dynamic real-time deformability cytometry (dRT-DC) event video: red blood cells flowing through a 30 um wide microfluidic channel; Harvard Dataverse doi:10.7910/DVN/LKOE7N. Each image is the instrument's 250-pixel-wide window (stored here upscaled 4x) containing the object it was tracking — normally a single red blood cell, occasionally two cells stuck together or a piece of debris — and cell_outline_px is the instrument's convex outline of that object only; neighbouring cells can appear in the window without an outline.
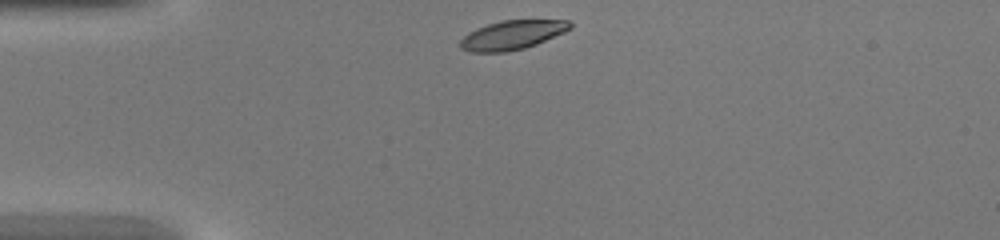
{"species": "common noctule bat (a hibernating species)", "species_latin": "Nyctalus noctula", "temperature_condition": "warm", "stored_images_in_passage": 30, "camera_frame_rate_fps": 3000, "um_per_image_px": 0.085, "animal": {"sex": "female", "body_mass_g": 20.0, "forearm_length_mm": 54.0}, "frame": {"image": 1, "passage_image": 1, "time_ms": 0.0, "image_size_px": [1000, 240], "cell_outline_px": [[572, 28], [564, 32], [536, 44], [524, 48], [504, 52], [468, 52], [460, 48], [460, 40], [468, 32], [476, 28], [500, 20], [568, 20], [572, 24]], "centroid_in_image_um": [43.51, 2.97], "position_along_channel_um": 41.5, "area_um2": 18.61}}
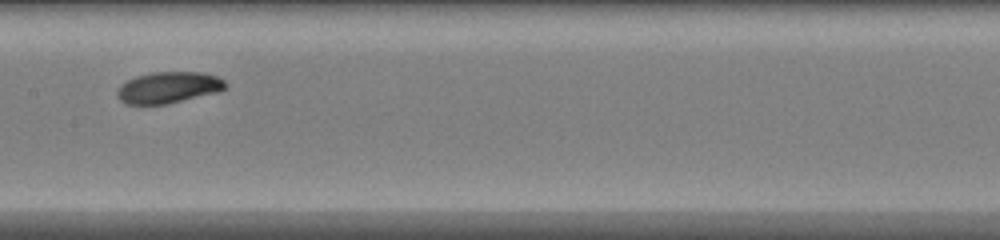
{"frame": {"image": 2, "passage_image": 13, "time_ms": 4.0, "image_size_px": [1000, 240], "cell_outline_px": [[228, 88], [220, 92], [168, 104], [124, 104], [116, 96], [116, 92], [120, 84], [136, 76], [152, 72], [200, 72], [216, 76], [224, 80], [228, 84]], "centroid_in_image_um": [14.34, 7.44], "position_along_channel_um": 193.1, "area_um2": 20.11}}
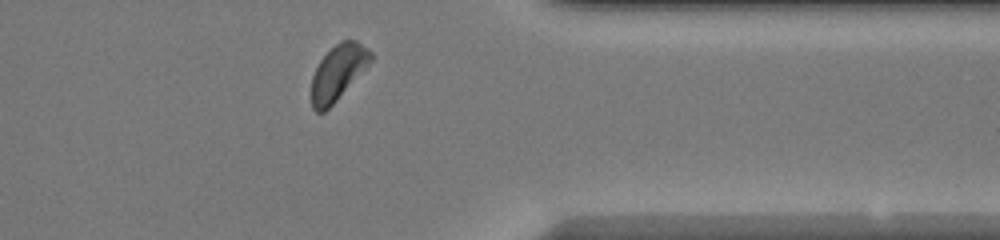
{"frame": {"image": 3, "passage_image": 26, "time_ms": 8.333, "image_size_px": [1000, 240], "cell_outline_px": [[372, 60], [336, 100], [324, 112], [316, 112], [312, 108], [312, 76], [320, 60], [340, 40], [356, 40], [368, 48], [372, 52]], "centroid_in_image_um": [28.73, 6.14], "position_along_channel_um": 382.7, "area_um2": 18.61}}